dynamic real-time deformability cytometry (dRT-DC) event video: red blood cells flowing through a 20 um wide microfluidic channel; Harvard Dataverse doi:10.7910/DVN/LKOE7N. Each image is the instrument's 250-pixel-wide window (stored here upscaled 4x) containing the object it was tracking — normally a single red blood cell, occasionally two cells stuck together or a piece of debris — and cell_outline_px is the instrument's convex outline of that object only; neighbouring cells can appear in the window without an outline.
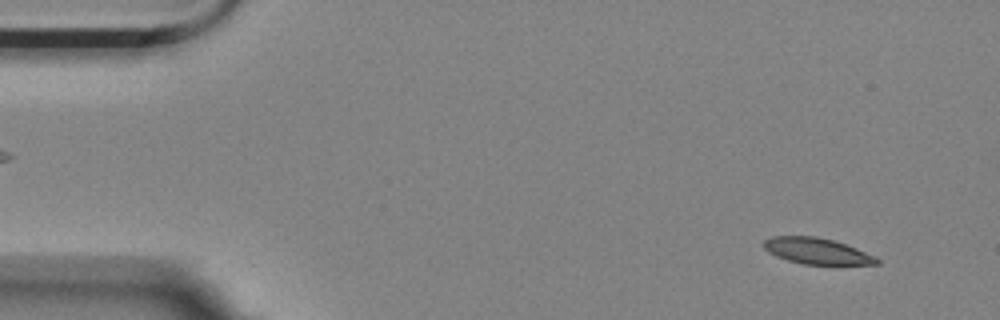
{"species": "Egyptian fruit bat (a non-hibernating species)", "species_latin": "Rousettus aegyptiacus", "temperature_condition": "room temperature", "stored_images_in_passage": 56, "camera_frame_rate_fps": 3000, "um_per_image_px": 0.085, "animal": {"sex": "female"}, "frame": {"image": 1, "passage_image": 4, "time_ms": 1.0, "image_size_px": [1000, 320], "cell_outline_px": [[880, 264], [804, 264], [788, 260], [776, 256], [768, 252], [764, 248], [764, 240], [772, 236], [816, 236], [832, 240], [856, 248], [876, 256], [880, 260]], "centroid_in_image_um": [69.43, 21.33], "position_along_channel_um": 15.6, "area_um2": 17.05}}
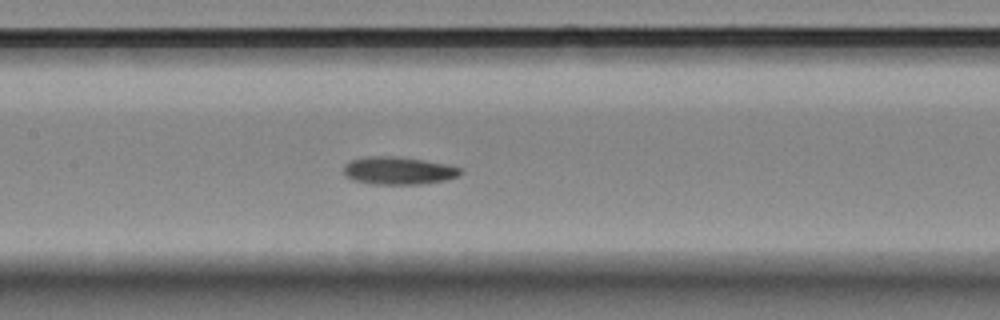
{"frame": {"image": 2, "passage_image": 26, "time_ms": 8.333, "image_size_px": [1000, 320], "cell_outline_px": [[464, 172], [460, 176], [444, 180], [420, 184], [372, 184], [356, 180], [344, 176], [344, 164], [352, 160], [364, 156], [396, 156], [424, 160], [448, 164], [460, 168]], "centroid_in_image_um": [33.88, 14.49], "position_along_channel_um": 173.5, "area_um2": 18.96}}
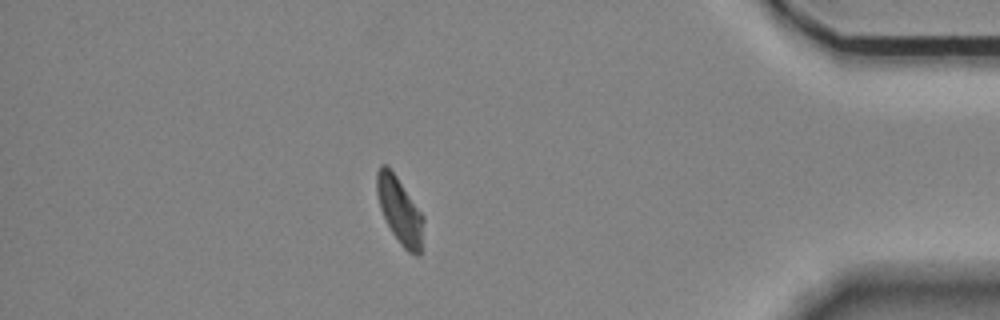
{"frame": {"image": 3, "passage_image": 49, "time_ms": 16.0, "image_size_px": [1000, 320], "cell_outline_px": [[424, 220], [420, 256], [416, 256], [408, 252], [400, 244], [392, 232], [380, 208], [376, 192], [376, 172], [380, 164], [388, 164], [424, 216]], "centroid_in_image_um": [33.97, 17.87], "position_along_channel_um": 401.2, "area_um2": 18.15}, "authors_computed_cell_mechanics": {"area_um2": 18.5538, "velocity_mm_per_s": 3.4941, "shape_relaxation_time_tau1_ms": 5.2534, "shape_relaxation_time_tau2_ms": 4.9776, "deformation_change_tau1": 0.1327, "deformation_change_tau2": 0.1016}}